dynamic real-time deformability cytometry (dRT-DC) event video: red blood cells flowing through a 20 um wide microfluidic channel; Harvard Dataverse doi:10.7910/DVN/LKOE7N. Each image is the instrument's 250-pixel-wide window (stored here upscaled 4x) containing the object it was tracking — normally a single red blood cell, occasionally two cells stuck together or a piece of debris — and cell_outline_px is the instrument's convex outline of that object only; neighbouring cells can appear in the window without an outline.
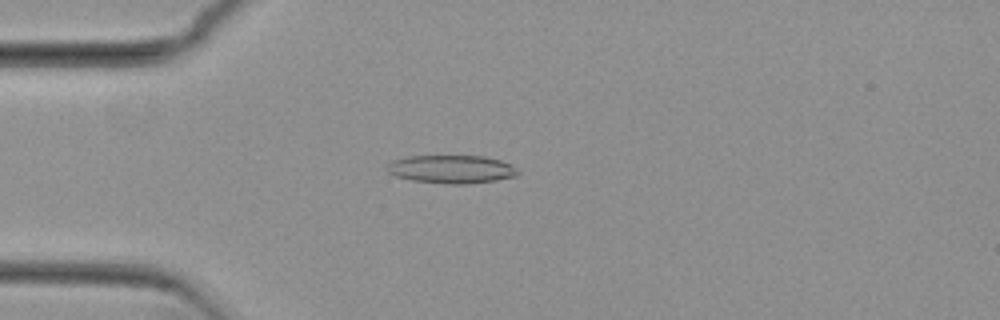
{"species": "common noctule bat (a hibernating species)", "species_latin": "Nyctalus noctula", "temperature_condition": "cold", "stored_images_in_passage": 27, "camera_frame_rate_fps": 3000, "um_per_image_px": 0.085, "animal": {"sex": "female", "body_mass_g": 29.2, "forearm_length_mm": 56.3}, "frame": {"image": 1, "passage_image": 9, "time_ms": 2.667, "image_size_px": [1000, 320], "cell_outline_px": [[520, 172], [516, 176], [496, 180], [468, 184], [452, 184], [412, 180], [396, 176], [388, 172], [384, 168], [384, 164], [392, 160], [408, 156], [484, 156], [500, 160], [512, 164]], "centroid_in_image_um": [38.35, 14.37], "position_along_channel_um": 46.7, "area_um2": 21.68}}
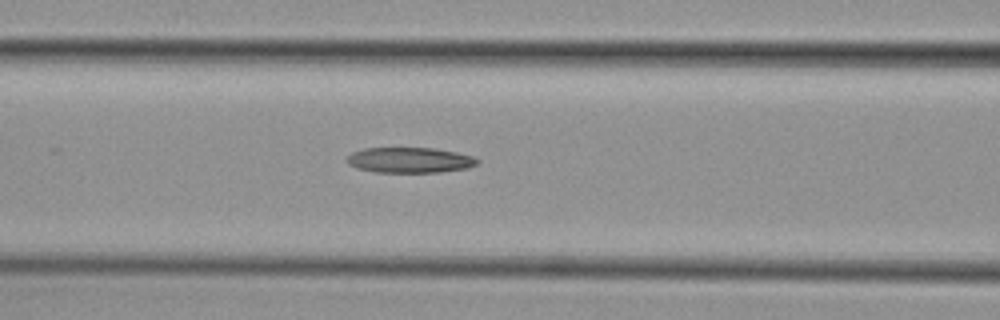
{"frame": {"image": 2, "passage_image": 17, "time_ms": 5.333, "image_size_px": [1000, 320], "cell_outline_px": [[480, 160], [476, 164], [468, 168], [440, 172], [376, 172], [356, 168], [348, 164], [344, 160], [352, 152], [364, 148], [432, 148], [456, 152], [472, 156]], "centroid_in_image_um": [34.79, 13.61], "position_along_channel_um": 131.8, "area_um2": 19.36}}
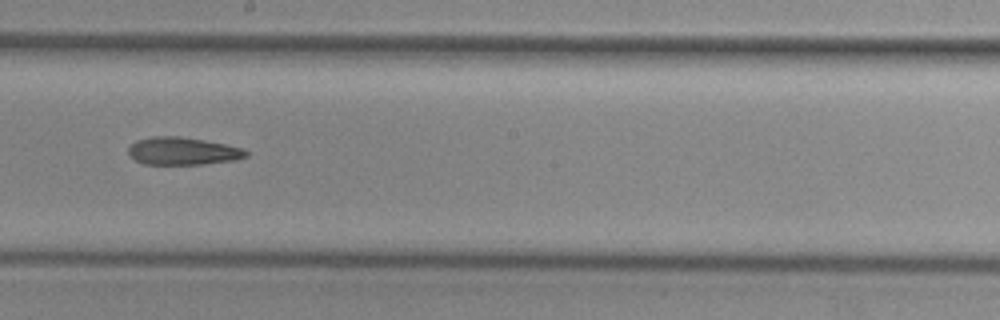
{"frame": {"image": 3, "passage_image": 25, "time_ms": 8.0, "image_size_px": [1000, 320], "cell_outline_px": [[248, 156], [236, 160], [204, 164], [144, 164], [136, 160], [128, 152], [128, 148], [136, 140], [152, 136], [180, 136], [204, 140], [244, 148], [248, 152]], "centroid_in_image_um": [15.56, 12.84], "position_along_channel_um": 232.6, "area_um2": 18.96}}